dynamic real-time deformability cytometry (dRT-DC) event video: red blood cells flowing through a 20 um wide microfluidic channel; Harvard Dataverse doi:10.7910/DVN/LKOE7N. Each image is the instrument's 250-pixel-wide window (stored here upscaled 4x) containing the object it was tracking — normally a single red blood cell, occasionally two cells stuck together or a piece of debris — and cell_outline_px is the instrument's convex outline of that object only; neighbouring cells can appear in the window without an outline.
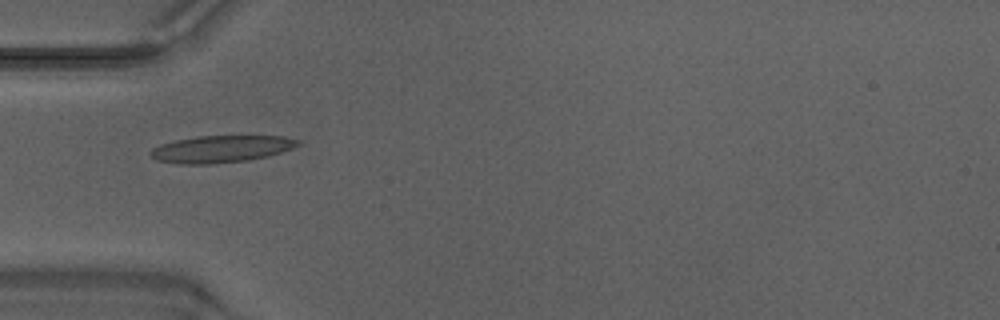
{"species": "Egyptian fruit bat (a non-hibernating species)", "species_latin": "Rousettus aegyptiacus", "temperature_condition": "warm", "stored_images_in_passage": 47, "camera_frame_rate_fps": 3000, "um_per_image_px": 0.085, "animal": {"sex": "male"}, "frame": {"image": 1, "passage_image": 16, "time_ms": 5.0, "image_size_px": [1000, 320], "cell_outline_px": [[300, 144], [292, 148], [268, 156], [248, 160], [212, 164], [180, 164], [156, 160], [148, 152], [152, 148], [160, 144], [176, 140], [196, 136], [284, 136], [300, 140]], "centroid_in_image_um": [18.78, 12.66], "position_along_channel_um": 66.2, "area_um2": 23.24}}
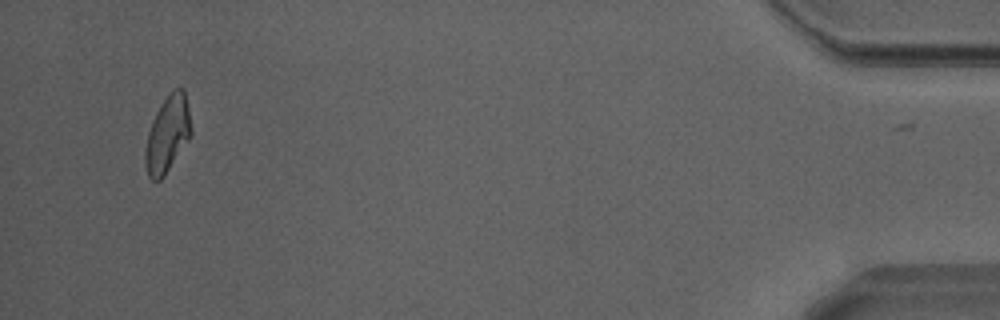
{"frame": {"image": 2, "passage_image": 47, "time_ms": 15.333, "image_size_px": [1000, 320], "cell_outline_px": [[192, 132], [188, 140], [164, 176], [160, 180], [152, 180], [148, 176], [144, 164], [144, 152], [148, 132], [152, 120], [156, 112], [172, 88], [184, 88], [192, 128]], "centroid_in_image_um": [14.23, 11.4], "position_along_channel_um": 421.0, "area_um2": 20.4}, "authors_computed_cell_mechanics": {"area_um2": 21.4438, "velocity_mm_per_s": 4.231, "shape_relaxation_time_tau1_ms": 5.454, "shape_relaxation_time_tau2_ms": 2.0065, "deformation_change_tau1": 0.1895, "deformation_change_tau2": 0.0927}}